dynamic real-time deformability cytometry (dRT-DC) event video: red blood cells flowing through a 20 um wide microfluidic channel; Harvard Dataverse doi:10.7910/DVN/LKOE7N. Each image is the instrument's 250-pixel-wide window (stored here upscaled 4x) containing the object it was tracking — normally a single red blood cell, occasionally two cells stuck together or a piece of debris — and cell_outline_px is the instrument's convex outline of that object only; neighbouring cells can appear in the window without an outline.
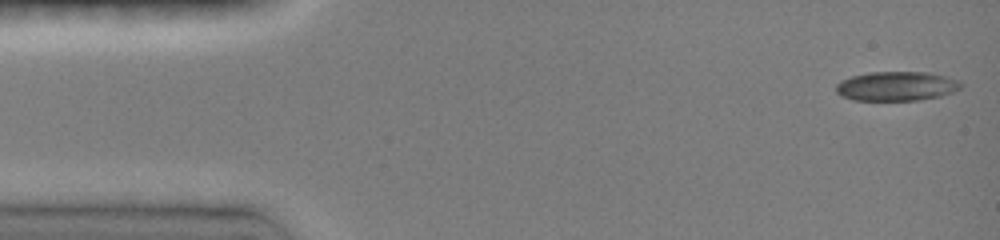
{"species": "common noctule bat (a hibernating species)", "species_latin": "Nyctalus noctula", "temperature_condition": "room temperature", "stored_images_in_passage": 59, "camera_frame_rate_fps": 3000, "um_per_image_px": 0.085, "animal": {"sex": "female", "body_mass_g": 19.0, "forearm_length_mm": 51.5}, "frame": {"image": 1, "passage_image": 1, "time_ms": 0.0, "image_size_px": [1000, 240], "cell_outline_px": [[964, 84], [960, 88], [952, 92], [940, 96], [916, 100], [852, 100], [840, 96], [836, 92], [836, 84], [840, 80], [852, 76], [868, 72], [928, 72], [944, 76], [956, 80]], "centroid_in_image_um": [76.16, 7.32], "position_along_channel_um": 8.8, "area_um2": 21.33}}
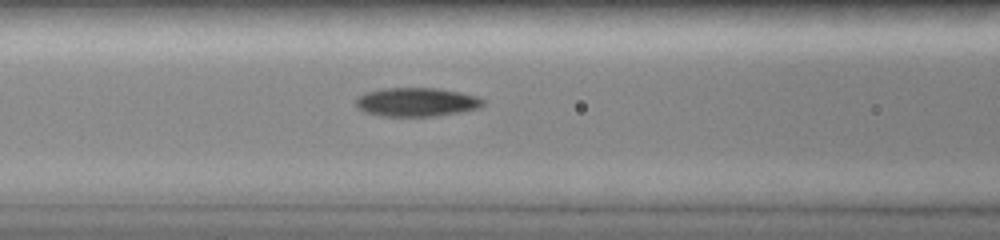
{"frame": {"image": 2, "passage_image": 23, "time_ms": 5.667, "image_size_px": [1000, 240], "cell_outline_px": [[484, 104], [480, 108], [460, 112], [436, 116], [380, 116], [364, 112], [356, 104], [356, 96], [364, 92], [384, 88], [436, 88], [460, 92], [480, 96], [484, 100]], "centroid_in_image_um": [35.42, 8.67], "position_along_channel_um": 131.2, "area_um2": 21.56}}
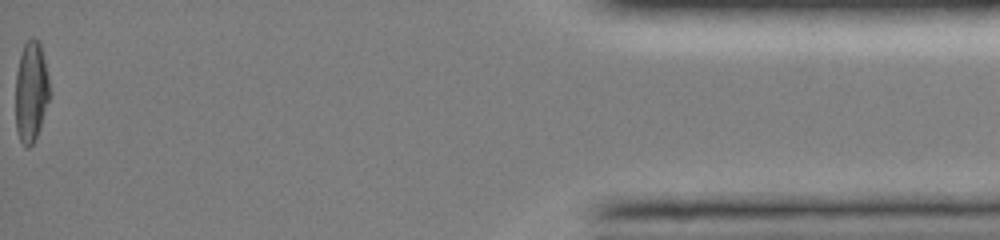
{"frame": {"image": 3, "passage_image": 59, "time_ms": 15.0, "image_size_px": [1000, 240], "cell_outline_px": [[48, 100], [40, 128], [32, 144], [28, 148], [20, 140], [16, 128], [16, 72], [20, 56], [24, 44], [28, 40], [40, 40], [48, 76]], "centroid_in_image_um": [2.63, 7.78], "position_along_channel_um": 432.6, "area_um2": 19.54}, "authors_computed_cell_mechanics": {"area_um2": 20.9814, "velocity_mm_per_s": 4.1227, "shape_relaxation_time_tau1_ms": null, "shape_relaxation_time_tau2_ms": 5.8843, "deformation_change_tau1": null, "deformation_change_tau2": 0.0851}}